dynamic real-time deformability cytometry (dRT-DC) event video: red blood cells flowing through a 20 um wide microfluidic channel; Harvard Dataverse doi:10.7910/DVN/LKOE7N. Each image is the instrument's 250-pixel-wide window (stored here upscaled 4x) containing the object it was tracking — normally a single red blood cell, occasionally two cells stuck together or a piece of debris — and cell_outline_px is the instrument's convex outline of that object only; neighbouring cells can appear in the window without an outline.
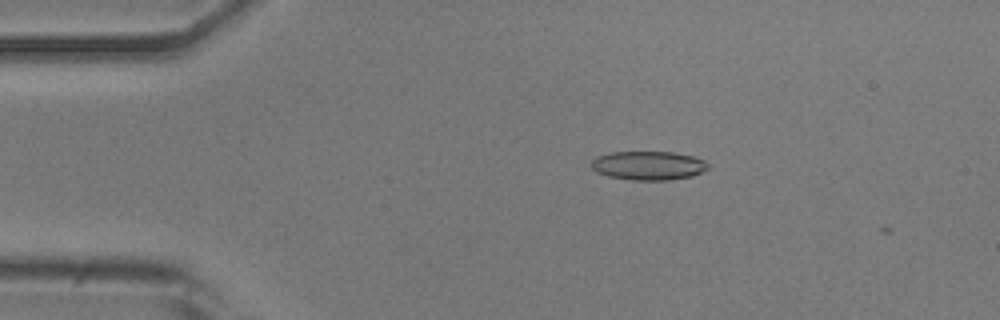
{"species": "common noctule bat (a hibernating species)", "species_latin": "Nyctalus noctula", "temperature_condition": "room temperature", "stored_images_in_passage": 3, "camera_frame_rate_fps": 3000, "um_per_image_px": 0.085, "animal": {"sex": "male", "body_mass_g": 20.5, "forearm_length_mm": 52.5}, "frame": {"image": 1, "passage_image": 1, "time_ms": 0.0, "image_size_px": [1000, 320], "cell_outline_px": [[708, 168], [692, 176], [668, 180], [632, 180], [608, 176], [596, 172], [592, 168], [592, 160], [596, 156], [612, 152], [672, 152], [692, 156], [704, 160], [708, 164]], "centroid_in_image_um": [55.09, 14.07], "position_along_channel_um": 29.9, "area_um2": 19.54}}